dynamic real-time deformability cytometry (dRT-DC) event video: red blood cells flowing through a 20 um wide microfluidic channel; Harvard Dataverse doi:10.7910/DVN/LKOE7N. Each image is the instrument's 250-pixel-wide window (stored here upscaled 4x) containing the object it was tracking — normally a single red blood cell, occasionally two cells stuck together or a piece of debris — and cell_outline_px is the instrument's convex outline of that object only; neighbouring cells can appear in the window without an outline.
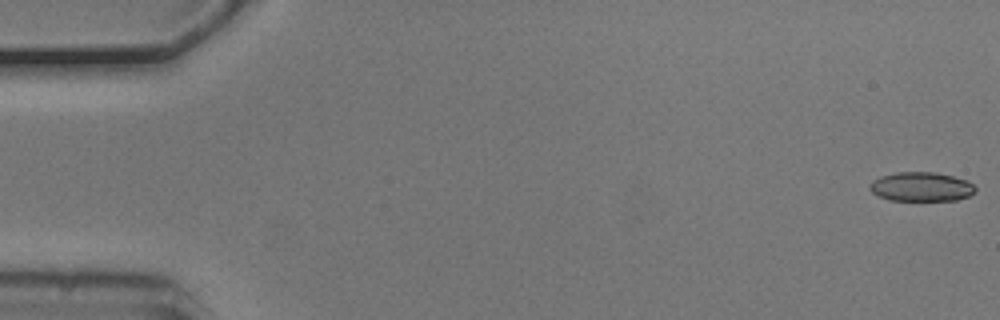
{"species": "common noctule bat (a hibernating species)", "species_latin": "Nyctalus noctula", "temperature_condition": "cold", "stored_images_in_passage": 15, "camera_frame_rate_fps": 3000, "um_per_image_px": 0.085, "animal": {"sex": "male", "body_mass_g": 20.5, "forearm_length_mm": 52.5}, "frame": {"image": 1, "passage_image": 1, "time_ms": 0.0, "image_size_px": [1000, 320], "cell_outline_px": [[976, 192], [968, 196], [956, 200], [888, 200], [872, 192], [868, 188], [872, 180], [880, 176], [896, 172], [936, 172], [968, 180], [976, 188]], "centroid_in_image_um": [78.3, 15.86], "position_along_channel_um": 6.7, "area_um2": 18.03}}